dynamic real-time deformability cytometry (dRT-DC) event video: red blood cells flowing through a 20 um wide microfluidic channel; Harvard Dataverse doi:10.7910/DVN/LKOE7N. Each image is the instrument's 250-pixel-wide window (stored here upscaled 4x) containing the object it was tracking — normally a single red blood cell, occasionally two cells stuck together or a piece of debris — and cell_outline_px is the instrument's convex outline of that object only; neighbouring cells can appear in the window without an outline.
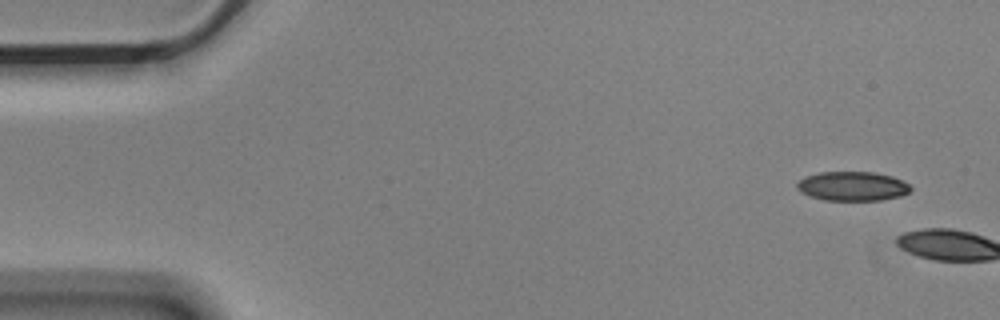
{"species": "Egyptian fruit bat (a non-hibernating species)", "species_latin": "Rousettus aegyptiacus", "temperature_condition": "cold", "stored_images_in_passage": 2, "camera_frame_rate_fps": 3000, "um_per_image_px": 0.085, "animal": {"sex": "male"}, "frame": {"image": 1, "passage_image": 1, "time_ms": 0.0, "image_size_px": [1000, 320], "cell_outline_px": [[912, 188], [908, 192], [900, 196], [880, 200], [824, 200], [808, 196], [800, 192], [796, 188], [796, 184], [804, 176], [820, 172], [872, 172], [892, 176], [908, 184]], "centroid_in_image_um": [72.41, 15.83], "position_along_channel_um": 12.6, "area_um2": 19.36}}